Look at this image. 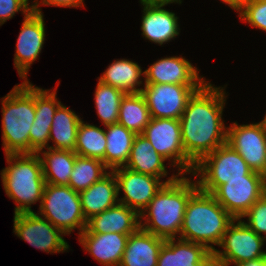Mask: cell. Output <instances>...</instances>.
<instances>
[{
	"instance_id": "1",
	"label": "cell",
	"mask_w": 266,
	"mask_h": 266,
	"mask_svg": "<svg viewBox=\"0 0 266 266\" xmlns=\"http://www.w3.org/2000/svg\"><path fill=\"white\" fill-rule=\"evenodd\" d=\"M223 88L205 82L189 98L179 119L185 154L195 165L227 143V127L222 120L227 96Z\"/></svg>"
},
{
	"instance_id": "2",
	"label": "cell",
	"mask_w": 266,
	"mask_h": 266,
	"mask_svg": "<svg viewBox=\"0 0 266 266\" xmlns=\"http://www.w3.org/2000/svg\"><path fill=\"white\" fill-rule=\"evenodd\" d=\"M198 189L197 181L184 176L165 183L140 213V228L165 240L180 235L187 203Z\"/></svg>"
},
{
	"instance_id": "3",
	"label": "cell",
	"mask_w": 266,
	"mask_h": 266,
	"mask_svg": "<svg viewBox=\"0 0 266 266\" xmlns=\"http://www.w3.org/2000/svg\"><path fill=\"white\" fill-rule=\"evenodd\" d=\"M233 220L212 194L198 189L189 198L178 238L202 244L213 252L212 245L219 246Z\"/></svg>"
},
{
	"instance_id": "4",
	"label": "cell",
	"mask_w": 266,
	"mask_h": 266,
	"mask_svg": "<svg viewBox=\"0 0 266 266\" xmlns=\"http://www.w3.org/2000/svg\"><path fill=\"white\" fill-rule=\"evenodd\" d=\"M8 166L1 171L6 195L17 203L14 214L31 213V205L41 204L45 178L38 153L6 154Z\"/></svg>"
},
{
	"instance_id": "5",
	"label": "cell",
	"mask_w": 266,
	"mask_h": 266,
	"mask_svg": "<svg viewBox=\"0 0 266 266\" xmlns=\"http://www.w3.org/2000/svg\"><path fill=\"white\" fill-rule=\"evenodd\" d=\"M2 99L5 155L29 153V132L35 118V86L24 81L15 85Z\"/></svg>"
},
{
	"instance_id": "6",
	"label": "cell",
	"mask_w": 266,
	"mask_h": 266,
	"mask_svg": "<svg viewBox=\"0 0 266 266\" xmlns=\"http://www.w3.org/2000/svg\"><path fill=\"white\" fill-rule=\"evenodd\" d=\"M38 212L65 235L76 228L81 234L86 228L79 193L68 185L46 183Z\"/></svg>"
},
{
	"instance_id": "7",
	"label": "cell",
	"mask_w": 266,
	"mask_h": 266,
	"mask_svg": "<svg viewBox=\"0 0 266 266\" xmlns=\"http://www.w3.org/2000/svg\"><path fill=\"white\" fill-rule=\"evenodd\" d=\"M251 171L241 155L225 143L204 156L192 175L199 177L197 184L201 191L212 194L227 180L244 179Z\"/></svg>"
},
{
	"instance_id": "8",
	"label": "cell",
	"mask_w": 266,
	"mask_h": 266,
	"mask_svg": "<svg viewBox=\"0 0 266 266\" xmlns=\"http://www.w3.org/2000/svg\"><path fill=\"white\" fill-rule=\"evenodd\" d=\"M264 242L265 238L257 235L244 221L234 219L219 244L223 251H213L215 266H229L232 263L238 266L246 261L266 257V251L262 250Z\"/></svg>"
},
{
	"instance_id": "9",
	"label": "cell",
	"mask_w": 266,
	"mask_h": 266,
	"mask_svg": "<svg viewBox=\"0 0 266 266\" xmlns=\"http://www.w3.org/2000/svg\"><path fill=\"white\" fill-rule=\"evenodd\" d=\"M143 135L152 144L156 152L178 167V174L193 173L195 164L186 156L180 120L167 118H151Z\"/></svg>"
},
{
	"instance_id": "10",
	"label": "cell",
	"mask_w": 266,
	"mask_h": 266,
	"mask_svg": "<svg viewBox=\"0 0 266 266\" xmlns=\"http://www.w3.org/2000/svg\"><path fill=\"white\" fill-rule=\"evenodd\" d=\"M38 6L39 1L34 0L32 11L24 16L14 54V67L25 82L28 81L26 77L30 66L38 59L45 41L44 16Z\"/></svg>"
},
{
	"instance_id": "11",
	"label": "cell",
	"mask_w": 266,
	"mask_h": 266,
	"mask_svg": "<svg viewBox=\"0 0 266 266\" xmlns=\"http://www.w3.org/2000/svg\"><path fill=\"white\" fill-rule=\"evenodd\" d=\"M14 233L33 247L47 253H60L69 249L65 235L49 220L36 212L14 214Z\"/></svg>"
},
{
	"instance_id": "12",
	"label": "cell",
	"mask_w": 266,
	"mask_h": 266,
	"mask_svg": "<svg viewBox=\"0 0 266 266\" xmlns=\"http://www.w3.org/2000/svg\"><path fill=\"white\" fill-rule=\"evenodd\" d=\"M264 193L261 173L251 171L244 179L227 180L212 195L234 219H242Z\"/></svg>"
},
{
	"instance_id": "13",
	"label": "cell",
	"mask_w": 266,
	"mask_h": 266,
	"mask_svg": "<svg viewBox=\"0 0 266 266\" xmlns=\"http://www.w3.org/2000/svg\"><path fill=\"white\" fill-rule=\"evenodd\" d=\"M112 172L116 177L118 195L121 189L124 192V197L118 198L119 203L135 210L139 215L165 183L176 180L180 175L173 174L167 181L161 182L159 177L141 174L126 167Z\"/></svg>"
},
{
	"instance_id": "14",
	"label": "cell",
	"mask_w": 266,
	"mask_h": 266,
	"mask_svg": "<svg viewBox=\"0 0 266 266\" xmlns=\"http://www.w3.org/2000/svg\"><path fill=\"white\" fill-rule=\"evenodd\" d=\"M201 86L178 84H144L142 94L145 97L151 118L179 120L189 98Z\"/></svg>"
},
{
	"instance_id": "15",
	"label": "cell",
	"mask_w": 266,
	"mask_h": 266,
	"mask_svg": "<svg viewBox=\"0 0 266 266\" xmlns=\"http://www.w3.org/2000/svg\"><path fill=\"white\" fill-rule=\"evenodd\" d=\"M229 144L246 161L248 167L262 173L266 168V127L262 122L227 127Z\"/></svg>"
},
{
	"instance_id": "16",
	"label": "cell",
	"mask_w": 266,
	"mask_h": 266,
	"mask_svg": "<svg viewBox=\"0 0 266 266\" xmlns=\"http://www.w3.org/2000/svg\"><path fill=\"white\" fill-rule=\"evenodd\" d=\"M144 84H178L202 86L204 77H199L198 69L183 57L159 59L144 71Z\"/></svg>"
},
{
	"instance_id": "17",
	"label": "cell",
	"mask_w": 266,
	"mask_h": 266,
	"mask_svg": "<svg viewBox=\"0 0 266 266\" xmlns=\"http://www.w3.org/2000/svg\"><path fill=\"white\" fill-rule=\"evenodd\" d=\"M51 93L35 86V118L29 132V153H38L49 146L50 128L54 114L61 104L56 91Z\"/></svg>"
},
{
	"instance_id": "18",
	"label": "cell",
	"mask_w": 266,
	"mask_h": 266,
	"mask_svg": "<svg viewBox=\"0 0 266 266\" xmlns=\"http://www.w3.org/2000/svg\"><path fill=\"white\" fill-rule=\"evenodd\" d=\"M157 266H215L214 254L202 244L180 238L166 239Z\"/></svg>"
},
{
	"instance_id": "19",
	"label": "cell",
	"mask_w": 266,
	"mask_h": 266,
	"mask_svg": "<svg viewBox=\"0 0 266 266\" xmlns=\"http://www.w3.org/2000/svg\"><path fill=\"white\" fill-rule=\"evenodd\" d=\"M140 228L139 214L128 206L117 203L111 208L87 220L82 233L102 234L115 232L132 234Z\"/></svg>"
},
{
	"instance_id": "20",
	"label": "cell",
	"mask_w": 266,
	"mask_h": 266,
	"mask_svg": "<svg viewBox=\"0 0 266 266\" xmlns=\"http://www.w3.org/2000/svg\"><path fill=\"white\" fill-rule=\"evenodd\" d=\"M130 234L81 233L79 242L102 266H119Z\"/></svg>"
},
{
	"instance_id": "21",
	"label": "cell",
	"mask_w": 266,
	"mask_h": 266,
	"mask_svg": "<svg viewBox=\"0 0 266 266\" xmlns=\"http://www.w3.org/2000/svg\"><path fill=\"white\" fill-rule=\"evenodd\" d=\"M165 239L139 228L129 235L119 266H157Z\"/></svg>"
},
{
	"instance_id": "22",
	"label": "cell",
	"mask_w": 266,
	"mask_h": 266,
	"mask_svg": "<svg viewBox=\"0 0 266 266\" xmlns=\"http://www.w3.org/2000/svg\"><path fill=\"white\" fill-rule=\"evenodd\" d=\"M142 5L144 7L141 30L146 39L162 45L179 35L178 17L174 12L162 6Z\"/></svg>"
},
{
	"instance_id": "23",
	"label": "cell",
	"mask_w": 266,
	"mask_h": 266,
	"mask_svg": "<svg viewBox=\"0 0 266 266\" xmlns=\"http://www.w3.org/2000/svg\"><path fill=\"white\" fill-rule=\"evenodd\" d=\"M79 197L86 221L116 205L119 197L114 173L109 171L101 180L81 191Z\"/></svg>"
},
{
	"instance_id": "24",
	"label": "cell",
	"mask_w": 266,
	"mask_h": 266,
	"mask_svg": "<svg viewBox=\"0 0 266 266\" xmlns=\"http://www.w3.org/2000/svg\"><path fill=\"white\" fill-rule=\"evenodd\" d=\"M165 160L156 152L148 139L143 134H139L134 138L125 167L141 174L162 178L168 174Z\"/></svg>"
},
{
	"instance_id": "25",
	"label": "cell",
	"mask_w": 266,
	"mask_h": 266,
	"mask_svg": "<svg viewBox=\"0 0 266 266\" xmlns=\"http://www.w3.org/2000/svg\"><path fill=\"white\" fill-rule=\"evenodd\" d=\"M106 150L104 164L110 171L125 167L128 162L136 134L116 123L105 126Z\"/></svg>"
},
{
	"instance_id": "26",
	"label": "cell",
	"mask_w": 266,
	"mask_h": 266,
	"mask_svg": "<svg viewBox=\"0 0 266 266\" xmlns=\"http://www.w3.org/2000/svg\"><path fill=\"white\" fill-rule=\"evenodd\" d=\"M81 118L71 109L60 104L54 114L50 128L49 141H54V146H48L55 150L75 151L76 137Z\"/></svg>"
},
{
	"instance_id": "27",
	"label": "cell",
	"mask_w": 266,
	"mask_h": 266,
	"mask_svg": "<svg viewBox=\"0 0 266 266\" xmlns=\"http://www.w3.org/2000/svg\"><path fill=\"white\" fill-rule=\"evenodd\" d=\"M142 74L144 75V71L137 63L132 62V60L120 59L109 65L98 80L101 83L118 88L126 94L142 93L143 88H137L143 82L140 79Z\"/></svg>"
},
{
	"instance_id": "28",
	"label": "cell",
	"mask_w": 266,
	"mask_h": 266,
	"mask_svg": "<svg viewBox=\"0 0 266 266\" xmlns=\"http://www.w3.org/2000/svg\"><path fill=\"white\" fill-rule=\"evenodd\" d=\"M41 153H43V158L40 155ZM38 154L42 163L45 183L68 185L77 154L70 150L50 148H47V151L40 150Z\"/></svg>"
},
{
	"instance_id": "29",
	"label": "cell",
	"mask_w": 266,
	"mask_h": 266,
	"mask_svg": "<svg viewBox=\"0 0 266 266\" xmlns=\"http://www.w3.org/2000/svg\"><path fill=\"white\" fill-rule=\"evenodd\" d=\"M150 120L151 115L143 94H125L119 107L118 123L139 135L143 134Z\"/></svg>"
},
{
	"instance_id": "30",
	"label": "cell",
	"mask_w": 266,
	"mask_h": 266,
	"mask_svg": "<svg viewBox=\"0 0 266 266\" xmlns=\"http://www.w3.org/2000/svg\"><path fill=\"white\" fill-rule=\"evenodd\" d=\"M105 150V130L82 120L78 127L74 152L78 156L99 159L104 163Z\"/></svg>"
},
{
	"instance_id": "31",
	"label": "cell",
	"mask_w": 266,
	"mask_h": 266,
	"mask_svg": "<svg viewBox=\"0 0 266 266\" xmlns=\"http://www.w3.org/2000/svg\"><path fill=\"white\" fill-rule=\"evenodd\" d=\"M106 170L109 169L101 160L77 155L68 186L80 193L106 176Z\"/></svg>"
},
{
	"instance_id": "32",
	"label": "cell",
	"mask_w": 266,
	"mask_h": 266,
	"mask_svg": "<svg viewBox=\"0 0 266 266\" xmlns=\"http://www.w3.org/2000/svg\"><path fill=\"white\" fill-rule=\"evenodd\" d=\"M125 94L118 88L98 81L94 98L95 106L97 116H99L105 126L118 123L119 107Z\"/></svg>"
},
{
	"instance_id": "33",
	"label": "cell",
	"mask_w": 266,
	"mask_h": 266,
	"mask_svg": "<svg viewBox=\"0 0 266 266\" xmlns=\"http://www.w3.org/2000/svg\"><path fill=\"white\" fill-rule=\"evenodd\" d=\"M241 20L251 26L266 31V0H248L243 2L239 11Z\"/></svg>"
},
{
	"instance_id": "34",
	"label": "cell",
	"mask_w": 266,
	"mask_h": 266,
	"mask_svg": "<svg viewBox=\"0 0 266 266\" xmlns=\"http://www.w3.org/2000/svg\"><path fill=\"white\" fill-rule=\"evenodd\" d=\"M243 217H248L247 222L244 223L266 240V193L250 207ZM261 233H264L265 236Z\"/></svg>"
},
{
	"instance_id": "35",
	"label": "cell",
	"mask_w": 266,
	"mask_h": 266,
	"mask_svg": "<svg viewBox=\"0 0 266 266\" xmlns=\"http://www.w3.org/2000/svg\"><path fill=\"white\" fill-rule=\"evenodd\" d=\"M29 0H0V26L11 19L16 12L22 11L27 16L32 11Z\"/></svg>"
},
{
	"instance_id": "36",
	"label": "cell",
	"mask_w": 266,
	"mask_h": 266,
	"mask_svg": "<svg viewBox=\"0 0 266 266\" xmlns=\"http://www.w3.org/2000/svg\"><path fill=\"white\" fill-rule=\"evenodd\" d=\"M84 0H42L40 4L59 7H83Z\"/></svg>"
},
{
	"instance_id": "37",
	"label": "cell",
	"mask_w": 266,
	"mask_h": 266,
	"mask_svg": "<svg viewBox=\"0 0 266 266\" xmlns=\"http://www.w3.org/2000/svg\"><path fill=\"white\" fill-rule=\"evenodd\" d=\"M141 4H146L150 6H166L170 3H179L181 4V0H140Z\"/></svg>"
},
{
	"instance_id": "38",
	"label": "cell",
	"mask_w": 266,
	"mask_h": 266,
	"mask_svg": "<svg viewBox=\"0 0 266 266\" xmlns=\"http://www.w3.org/2000/svg\"><path fill=\"white\" fill-rule=\"evenodd\" d=\"M225 4H227L231 9L236 11H240L243 5V0H221Z\"/></svg>"
},
{
	"instance_id": "39",
	"label": "cell",
	"mask_w": 266,
	"mask_h": 266,
	"mask_svg": "<svg viewBox=\"0 0 266 266\" xmlns=\"http://www.w3.org/2000/svg\"><path fill=\"white\" fill-rule=\"evenodd\" d=\"M238 266H266V257L256 259V260L246 261V262L241 263Z\"/></svg>"
},
{
	"instance_id": "40",
	"label": "cell",
	"mask_w": 266,
	"mask_h": 266,
	"mask_svg": "<svg viewBox=\"0 0 266 266\" xmlns=\"http://www.w3.org/2000/svg\"><path fill=\"white\" fill-rule=\"evenodd\" d=\"M262 175V182H263V187H264V190L266 192V168L265 170L261 173Z\"/></svg>"
},
{
	"instance_id": "41",
	"label": "cell",
	"mask_w": 266,
	"mask_h": 266,
	"mask_svg": "<svg viewBox=\"0 0 266 266\" xmlns=\"http://www.w3.org/2000/svg\"><path fill=\"white\" fill-rule=\"evenodd\" d=\"M261 122L266 127V114H265V117L263 118V120Z\"/></svg>"
}]
</instances>
